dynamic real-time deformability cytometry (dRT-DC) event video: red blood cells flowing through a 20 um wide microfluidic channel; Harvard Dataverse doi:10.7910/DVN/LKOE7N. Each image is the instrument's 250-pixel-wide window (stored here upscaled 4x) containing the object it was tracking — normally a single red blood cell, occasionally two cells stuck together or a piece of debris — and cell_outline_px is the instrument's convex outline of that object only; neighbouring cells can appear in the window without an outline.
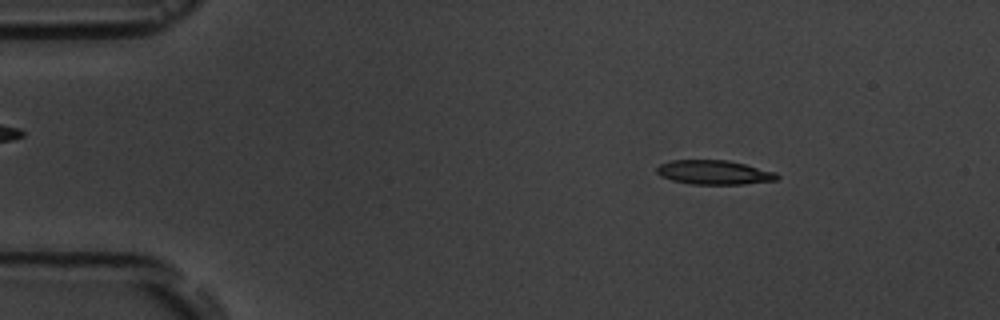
{"species": "common noctule bat (a hibernating species)", "species_latin": "Nyctalus noctula", "temperature_condition": "room temperature", "stored_images_in_passage": 3, "camera_frame_rate_fps": 3000, "um_per_image_px": 0.085, "animal": {"sex": "male", "body_mass_g": 19.5, "forearm_length_mm": 54.6}, "frame": {"image": 1, "passage_image": 1, "time_ms": 0.0, "image_size_px": [1000, 320], "cell_outline_px": [[780, 176], [776, 180], [744, 184], [692, 184], [672, 180], [660, 176], [656, 172], [656, 168], [660, 164], [672, 160], [728, 160], [776, 172]], "centroid_in_image_um": [60.69, 14.65], "position_along_channel_um": 24.3, "area_um2": 16.94}}